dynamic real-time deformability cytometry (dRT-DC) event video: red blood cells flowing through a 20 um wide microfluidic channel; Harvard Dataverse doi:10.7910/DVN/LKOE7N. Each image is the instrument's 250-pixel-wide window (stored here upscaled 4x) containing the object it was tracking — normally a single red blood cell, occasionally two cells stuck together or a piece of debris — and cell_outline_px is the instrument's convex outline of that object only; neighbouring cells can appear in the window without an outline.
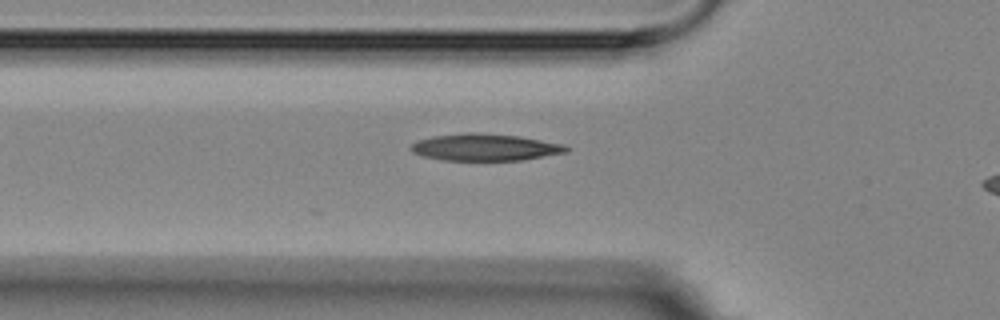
{"species": "Egyptian fruit bat (a non-hibernating species)", "species_latin": "Rousettus aegyptiacus", "temperature_condition": "room temperature", "stored_images_in_passage": 8, "camera_frame_rate_fps": 3000, "um_per_image_px": 0.085, "animal": {"sex": "female"}, "frame": {"image": 1, "passage_image": 8, "time_ms": 8.0, "image_size_px": [1000, 320], "cell_outline_px": [[568, 152], [524, 160], [440, 160], [424, 156], [412, 152], [408, 148], [416, 140], [432, 136], [468, 132], [472, 132], [520, 136], [564, 144], [568, 148]], "centroid_in_image_um": [41.21, 12.51], "position_along_channel_um": 84.6, "area_um2": 24.51}}